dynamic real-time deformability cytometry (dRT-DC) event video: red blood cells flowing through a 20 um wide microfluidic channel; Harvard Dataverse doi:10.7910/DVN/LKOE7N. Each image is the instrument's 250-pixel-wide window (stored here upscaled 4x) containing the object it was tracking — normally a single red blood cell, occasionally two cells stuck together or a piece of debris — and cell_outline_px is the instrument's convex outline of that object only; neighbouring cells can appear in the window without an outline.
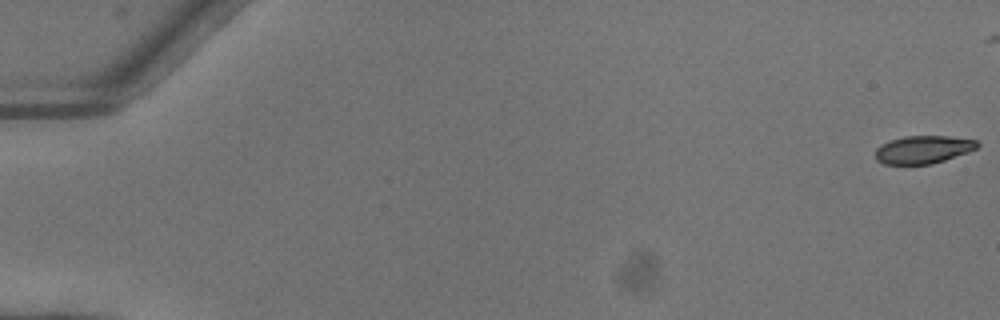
{"species": "common noctule bat (a hibernating species)", "species_latin": "Nyctalus noctula", "temperature_condition": "warm", "stored_images_in_passage": 25, "camera_frame_rate_fps": 3000, "um_per_image_px": 0.085, "animal": {"sex": "female"}, "frame": {"image": 1, "passage_image": 1, "time_ms": 0.0, "image_size_px": [1000, 320], "cell_outline_px": [[980, 144], [976, 148], [968, 152], [932, 164], [884, 164], [876, 160], [876, 148], [880, 144], [904, 136], [948, 136], [976, 140]], "centroid_in_image_um": [78.46, 12.71], "position_along_channel_um": 6.5, "area_um2": 16.47}}
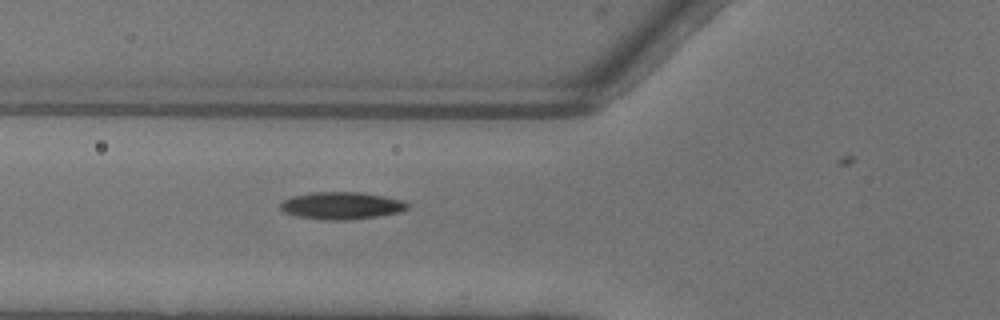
{"frame": {"image": 2, "passage_image": 21, "time_ms": 6.667, "image_size_px": [1000, 320], "cell_outline_px": [[408, 208], [400, 212], [376, 216], [348, 220], [324, 220], [296, 216], [284, 212], [280, 208], [280, 204], [284, 200], [292, 196], [312, 192], [360, 192], [384, 196], [404, 200], [408, 204]], "centroid_in_image_um": [29.02, 17.47], "position_along_channel_um": 96.8, "area_um2": 20.23}}
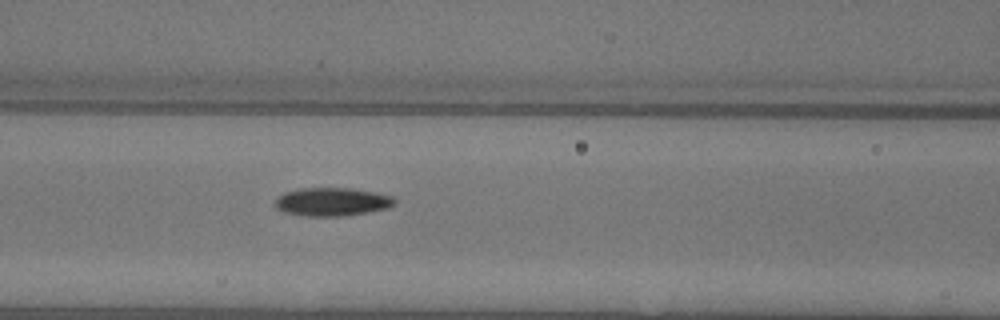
{"frame": {"image": 3, "passage_image": 24, "time_ms": 7.667, "image_size_px": [1000, 320], "cell_outline_px": [[396, 204], [388, 208], [368, 212], [344, 216], [308, 216], [284, 212], [276, 208], [272, 204], [284, 192], [300, 188], [352, 188], [376, 192], [392, 196], [396, 200]], "centroid_in_image_um": [28.24, 17.15], "position_along_channel_um": 138.4, "area_um2": 19.88}}